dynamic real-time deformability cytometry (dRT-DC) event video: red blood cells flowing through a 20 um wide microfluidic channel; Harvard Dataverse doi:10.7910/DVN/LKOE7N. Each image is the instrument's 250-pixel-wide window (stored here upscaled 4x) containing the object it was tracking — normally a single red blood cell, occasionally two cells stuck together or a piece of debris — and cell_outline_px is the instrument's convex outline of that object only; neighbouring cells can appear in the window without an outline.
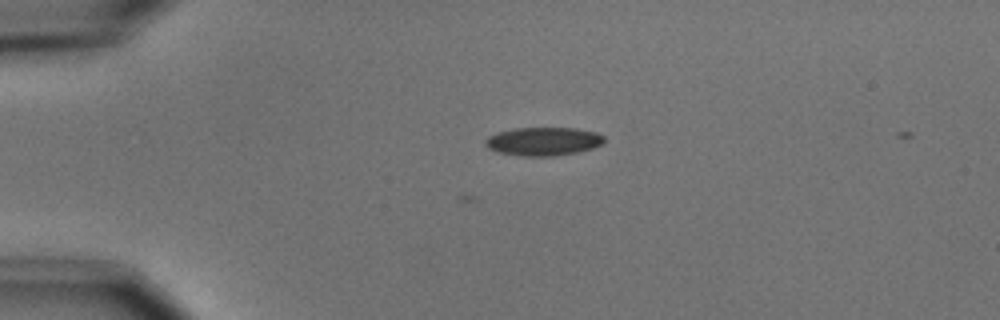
{"species": "common noctule bat (a hibernating species)", "species_latin": "Nyctalus noctula", "temperature_condition": "cold", "stored_images_in_passage": 1, "camera_frame_rate_fps": 3000, "um_per_image_px": 0.085, "animal": {"sex": "male", "body_mass_g": 15.6}, "frame": {"image": 1, "passage_image": 1, "time_ms": 0.0, "image_size_px": [1000, 320], "cell_outline_px": [[604, 140], [600, 144], [592, 148], [576, 152], [556, 156], [520, 156], [500, 152], [488, 148], [484, 144], [484, 140], [488, 136], [496, 132], [516, 128], [576, 128], [596, 132], [604, 136]], "centroid_in_image_um": [46.15, 12.01], "position_along_channel_um": 38.9, "area_um2": 19.65}}